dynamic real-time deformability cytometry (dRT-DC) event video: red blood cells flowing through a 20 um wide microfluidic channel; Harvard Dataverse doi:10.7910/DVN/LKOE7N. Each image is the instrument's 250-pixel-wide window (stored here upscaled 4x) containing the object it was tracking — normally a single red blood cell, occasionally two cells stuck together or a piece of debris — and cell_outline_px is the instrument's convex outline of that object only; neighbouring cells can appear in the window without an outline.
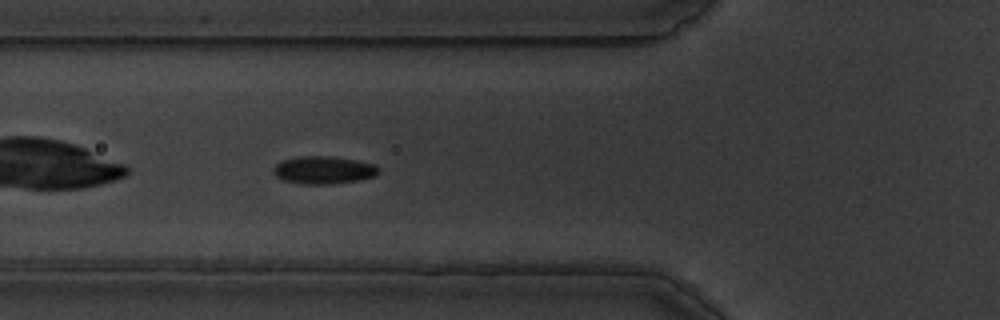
{"species": "common noctule bat (a hibernating species)", "species_latin": "Nyctalus noctula", "temperature_condition": "warm", "stored_images_in_passage": 42, "camera_frame_rate_fps": 3000, "um_per_image_px": 0.085, "animal": {"sex": "male", "body_mass_g": 19.5, "forearm_length_mm": 54.6}, "frame": {"image": 1, "passage_image": 5, "time_ms": 1.333, "image_size_px": [1000, 320], "cell_outline_px": [[380, 172], [372, 176], [360, 180], [332, 184], [300, 184], [284, 180], [276, 176], [272, 172], [272, 168], [280, 160], [300, 156], [332, 156], [356, 160], [376, 164], [380, 168]], "centroid_in_image_um": [27.49, 14.45], "position_along_channel_um": 98.3, "area_um2": 17.22}}
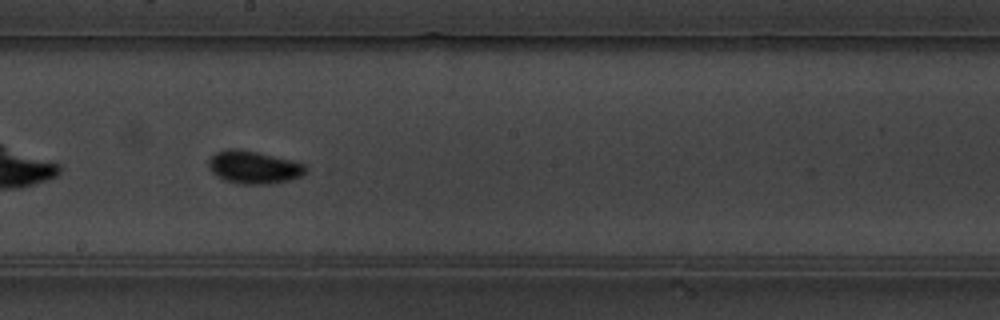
{"frame": {"image": 2, "passage_image": 16, "time_ms": 5.0, "image_size_px": [1000, 320], "cell_outline_px": [[308, 168], [300, 176], [288, 180], [268, 184], [240, 184], [224, 180], [212, 172], [208, 168], [208, 160], [216, 152], [228, 148], [240, 148], [304, 164]], "centroid_in_image_um": [21.51, 14.21], "position_along_channel_um": 226.7, "area_um2": 18.32}}
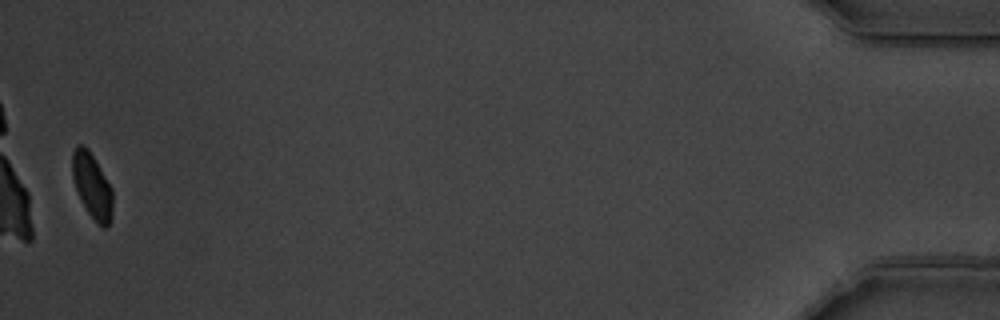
{"frame": {"image": 3, "passage_image": 41, "time_ms": 13.333, "image_size_px": [1000, 320], "cell_outline_px": [[112, 216], [108, 224], [104, 228], [88, 212], [80, 200], [76, 192], [72, 180], [72, 152], [76, 144], [84, 144], [88, 148], [112, 188]], "centroid_in_image_um": [7.79, 15.74], "position_along_channel_um": 427.4, "area_um2": 15.32}, "authors_computed_cell_mechanics": {"area_um2": 16.3863, "velocity_mm_per_s": 3.5057, "shape_relaxation_time_tau1_ms": 3.3976, "shape_relaxation_time_tau2_ms": 1.3148, "deformation_change_tau1": 0.1224, "deformation_change_tau2": 0.052}}